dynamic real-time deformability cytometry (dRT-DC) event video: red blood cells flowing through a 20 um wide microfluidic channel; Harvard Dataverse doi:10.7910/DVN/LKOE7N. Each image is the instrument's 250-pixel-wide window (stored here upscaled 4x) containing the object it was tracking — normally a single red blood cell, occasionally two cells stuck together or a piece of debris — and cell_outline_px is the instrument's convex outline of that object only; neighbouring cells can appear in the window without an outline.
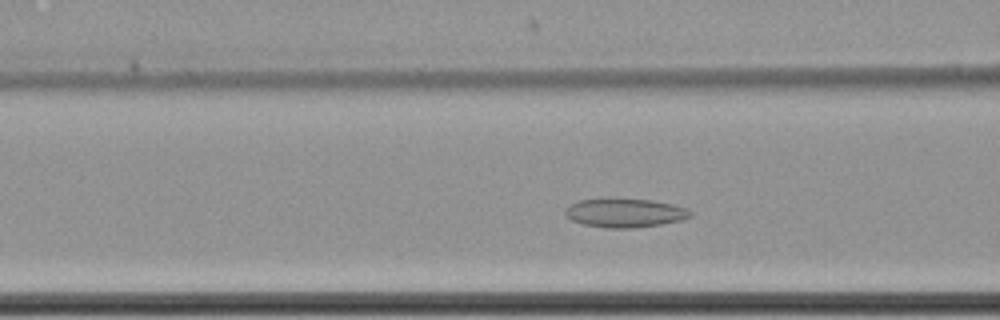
{"species": "common noctule bat (a hibernating species)", "species_latin": "Nyctalus noctula", "temperature_condition": "cold", "stored_images_in_passage": 50, "camera_frame_rate_fps": 3000, "um_per_image_px": 0.085, "animal": {"sex": "female", "body_mass_g": 22.7, "forearm_length_mm": 54.2}, "frame": {"image": 1, "passage_image": 15, "time_ms": 4.667, "image_size_px": [1000, 320], "cell_outline_px": [[692, 216], [684, 220], [636, 228], [608, 228], [584, 224], [572, 220], [564, 212], [572, 204], [580, 200], [612, 196], [652, 200], [672, 204], [688, 208], [692, 212]], "centroid_in_image_um": [53.16, 18.06], "position_along_channel_um": 113.4, "area_um2": 21.56}}
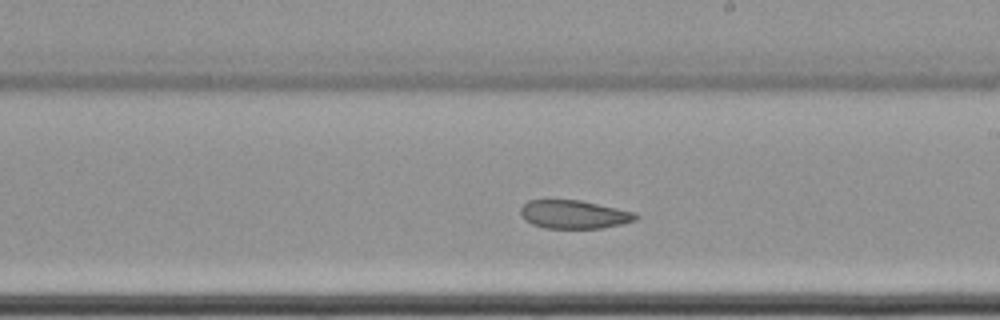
{"frame": {"image": 2, "passage_image": 26, "time_ms": 8.333, "image_size_px": [1000, 320], "cell_outline_px": [[640, 216], [636, 220], [620, 224], [600, 228], [544, 228], [532, 224], [524, 220], [520, 212], [520, 208], [528, 200], [580, 200], [636, 212]], "centroid_in_image_um": [48.79, 18.22], "position_along_channel_um": 240.2, "area_um2": 19.07}}
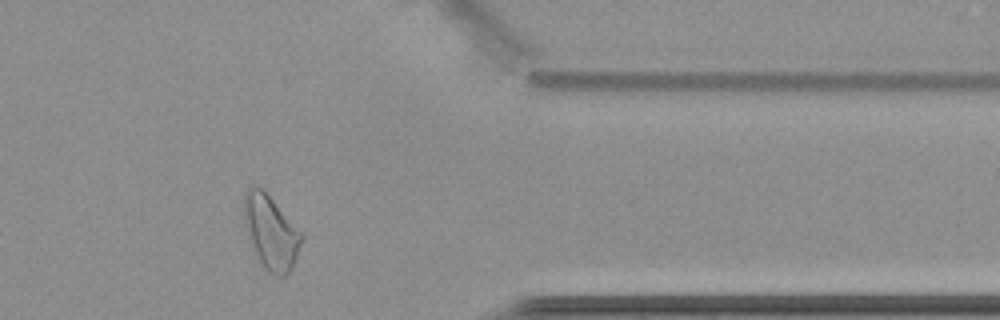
{"frame": {"image": 3, "passage_image": 40, "time_ms": 13.0, "image_size_px": [1000, 320], "cell_outline_px": [[304, 240], [292, 268], [284, 276], [276, 276], [268, 272], [260, 264], [248, 240], [244, 220], [244, 192], [252, 184], [256, 184], [304, 232]], "centroid_in_image_um": [23.04, 19.76], "position_along_channel_um": 388.4, "area_um2": 25.2}, "authors_computed_cell_mechanics": {"area_um2": 22.0796, "velocity_mm_per_s": 3.4635, "shape_relaxation_time_tau1_ms": null, "shape_relaxation_time_tau2_ms": 5.5859, "deformation_change_tau1": null, "deformation_change_tau2": 0.0913}}